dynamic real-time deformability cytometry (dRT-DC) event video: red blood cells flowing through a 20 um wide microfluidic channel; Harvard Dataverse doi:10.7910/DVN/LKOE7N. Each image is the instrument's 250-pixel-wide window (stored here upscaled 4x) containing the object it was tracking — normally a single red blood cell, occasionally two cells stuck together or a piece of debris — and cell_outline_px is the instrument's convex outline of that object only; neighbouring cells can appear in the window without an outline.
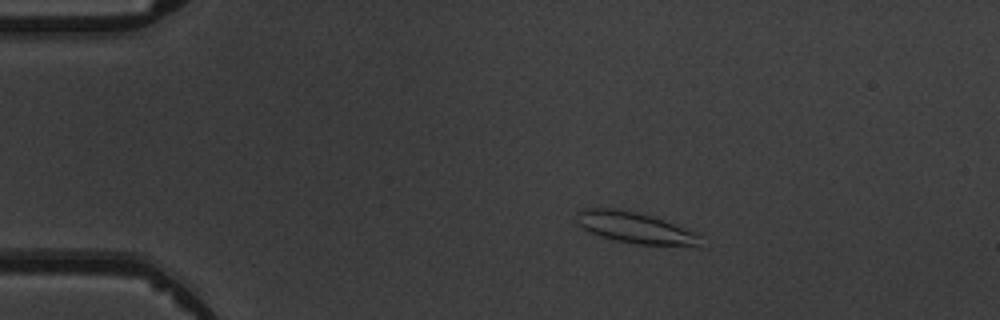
{"species": "common noctule bat (a hibernating species)", "species_latin": "Nyctalus noctula", "temperature_condition": "warm", "stored_images_in_passage": 7, "camera_frame_rate_fps": 3000, "um_per_image_px": 0.085, "animal": {"sex": "male", "body_mass_g": 19.5, "forearm_length_mm": 54.6}, "frame": {"image": 1, "passage_image": 3, "time_ms": 2.333, "image_size_px": [1000, 320], "cell_outline_px": [[704, 248], [696, 248], [636, 244], [616, 240], [588, 232], [576, 220], [576, 212], [580, 208], [612, 208], [636, 212], [652, 216], [700, 232]], "centroid_in_image_um": [54.15, 19.4], "position_along_channel_um": 30.8, "area_um2": 23.35}}
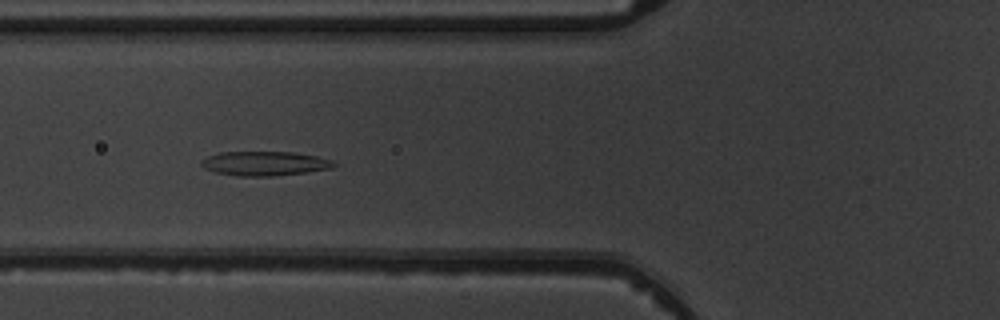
{"frame": {"image": 2, "passage_image": 6, "time_ms": 5.667, "image_size_px": [1000, 320], "cell_outline_px": [[336, 164], [332, 168], [304, 172], [272, 176], [236, 176], [216, 172], [204, 168], [200, 164], [200, 160], [208, 156], [220, 152], [292, 152], [316, 156], [332, 160]], "centroid_in_image_um": [22.46, 13.89], "position_along_channel_um": 103.3, "area_um2": 18.67}}
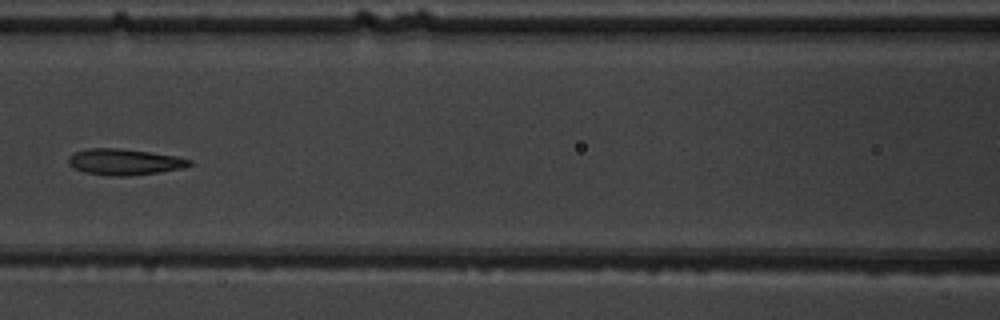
{"frame": {"image": 3, "passage_image": 7, "time_ms": 7.0, "image_size_px": [1000, 320], "cell_outline_px": [[192, 164], [184, 168], [160, 172], [128, 176], [112, 176], [84, 172], [68, 164], [68, 156], [76, 152], [88, 148], [120, 148], [152, 152], [176, 156], [192, 160]], "centroid_in_image_um": [10.6, 13.76], "position_along_channel_um": 156.0, "area_um2": 18.5}}